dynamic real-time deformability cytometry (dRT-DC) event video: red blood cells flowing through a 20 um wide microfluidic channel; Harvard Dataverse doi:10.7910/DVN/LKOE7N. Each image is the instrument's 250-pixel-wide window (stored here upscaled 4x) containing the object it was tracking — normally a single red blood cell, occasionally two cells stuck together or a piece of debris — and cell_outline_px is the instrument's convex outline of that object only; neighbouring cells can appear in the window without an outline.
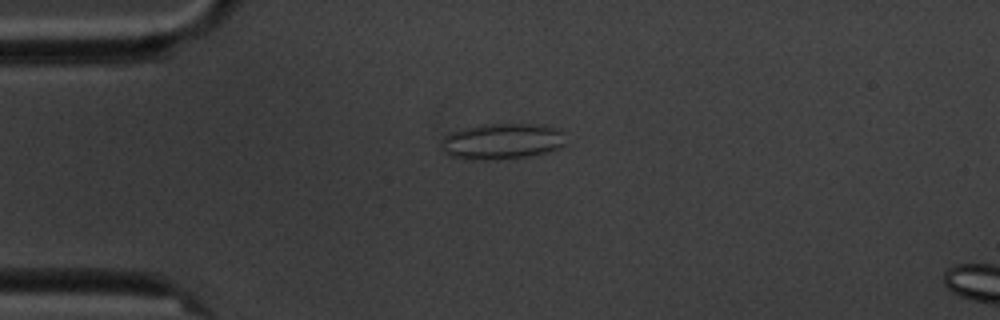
{"species": "common noctule bat (a hibernating species)", "species_latin": "Nyctalus noctula", "temperature_condition": "cold", "stored_images_in_passage": 4, "camera_frame_rate_fps": 3000, "um_per_image_px": 0.085, "animal": {"sex": "male", "body_mass_g": 20.1, "forearm_length_mm": 53.5}, "frame": {"image": 1, "passage_image": 2, "time_ms": 1.333, "image_size_px": [1000, 320], "cell_outline_px": [[564, 144], [548, 152], [528, 156], [488, 160], [468, 160], [452, 156], [444, 152], [440, 144], [444, 136], [452, 132], [468, 128], [488, 124], [544, 124], [560, 128], [564, 132]], "centroid_in_image_um": [42.7, 12.01], "position_along_channel_um": 42.3, "area_um2": 26.07}}